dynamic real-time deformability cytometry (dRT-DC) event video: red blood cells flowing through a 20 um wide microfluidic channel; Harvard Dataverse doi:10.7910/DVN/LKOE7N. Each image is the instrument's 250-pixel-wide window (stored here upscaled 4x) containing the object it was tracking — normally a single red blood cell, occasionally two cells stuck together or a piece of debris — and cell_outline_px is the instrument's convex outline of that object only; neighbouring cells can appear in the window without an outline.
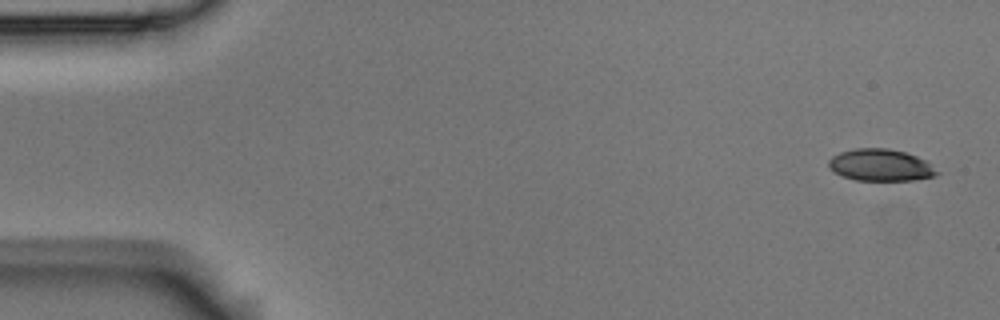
{"species": "Egyptian fruit bat (a non-hibernating species)", "species_latin": "Rousettus aegyptiacus", "temperature_condition": "room temperature", "stored_images_in_passage": 6, "segment_of_instrument_passage": [1, 2], "camera_frame_rate_fps": 3000, "um_per_image_px": 0.085, "animal": {"sex": "male"}, "frame": {"image": 1, "passage_image": 1, "time_ms": 0.0, "image_size_px": [1000, 320], "cell_outline_px": [[940, 172], [936, 176], [912, 180], [856, 180], [844, 176], [836, 172], [828, 164], [828, 160], [832, 156], [840, 152], [856, 148], [888, 148], [904, 152], [928, 160]], "centroid_in_image_um": [74.91, 14.02], "position_along_channel_um": 10.1, "area_um2": 20.11}}